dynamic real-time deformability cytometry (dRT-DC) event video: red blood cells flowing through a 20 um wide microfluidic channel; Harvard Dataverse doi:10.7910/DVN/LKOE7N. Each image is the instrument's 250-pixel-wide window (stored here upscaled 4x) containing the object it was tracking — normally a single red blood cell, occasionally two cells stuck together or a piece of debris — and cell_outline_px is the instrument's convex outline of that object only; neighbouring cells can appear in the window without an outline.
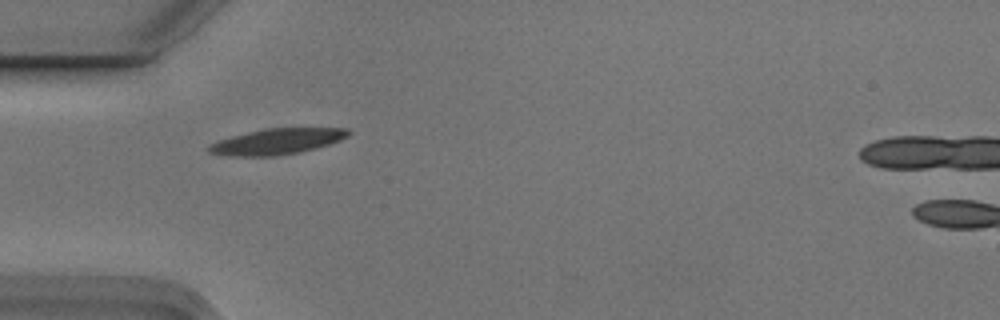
{"species": "Egyptian fruit bat (a non-hibernating species)", "species_latin": "Rousettus aegyptiacus", "temperature_condition": "cold", "stored_images_in_passage": 5, "camera_frame_rate_fps": 3000, "um_per_image_px": 0.085, "animal": {"sex": "male"}, "frame": {"image": 1, "passage_image": 1, "time_ms": 0.0, "image_size_px": [1000, 320], "cell_outline_px": [[352, 132], [348, 136], [340, 140], [316, 148], [300, 152], [272, 156], [236, 156], [208, 152], [208, 144], [232, 136], [264, 128], [348, 128]], "centroid_in_image_um": [23.58, 12.01], "position_along_channel_um": 61.4, "area_um2": 20.81}}
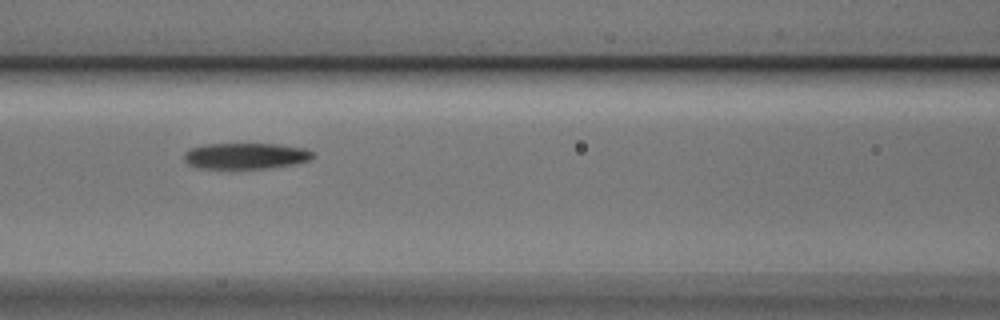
{"frame": {"image": 2, "passage_image": 3, "time_ms": 0.667, "image_size_px": [1000, 320], "cell_outline_px": [[316, 156], [308, 160], [296, 164], [268, 168], [196, 168], [188, 164], [184, 160], [184, 152], [188, 148], [204, 144], [280, 144], [304, 148], [312, 152]], "centroid_in_image_um": [20.86, 13.25], "position_along_channel_um": 145.7, "area_um2": 19.71}}
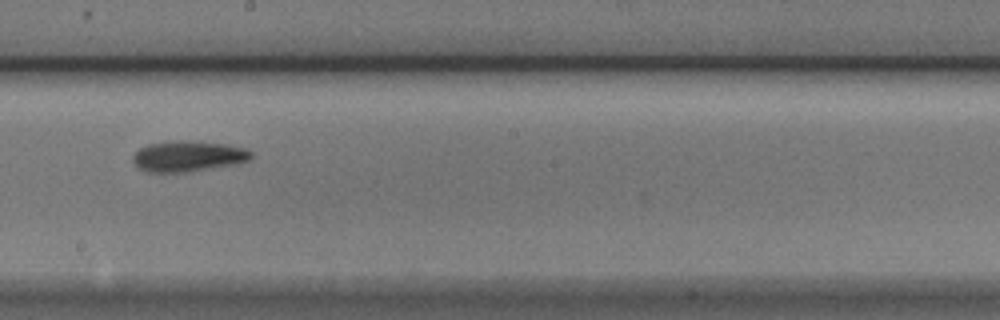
{"frame": {"image": 3, "passage_image": 5, "time_ms": 1.333, "image_size_px": [1000, 320], "cell_outline_px": [[252, 160], [236, 164], [188, 172], [148, 172], [140, 168], [132, 160], [132, 156], [140, 148], [148, 144], [168, 140], [184, 140], [228, 144], [244, 148], [252, 152]], "centroid_in_image_um": [16.01, 13.27], "position_along_channel_um": 232.2, "area_um2": 21.39}}